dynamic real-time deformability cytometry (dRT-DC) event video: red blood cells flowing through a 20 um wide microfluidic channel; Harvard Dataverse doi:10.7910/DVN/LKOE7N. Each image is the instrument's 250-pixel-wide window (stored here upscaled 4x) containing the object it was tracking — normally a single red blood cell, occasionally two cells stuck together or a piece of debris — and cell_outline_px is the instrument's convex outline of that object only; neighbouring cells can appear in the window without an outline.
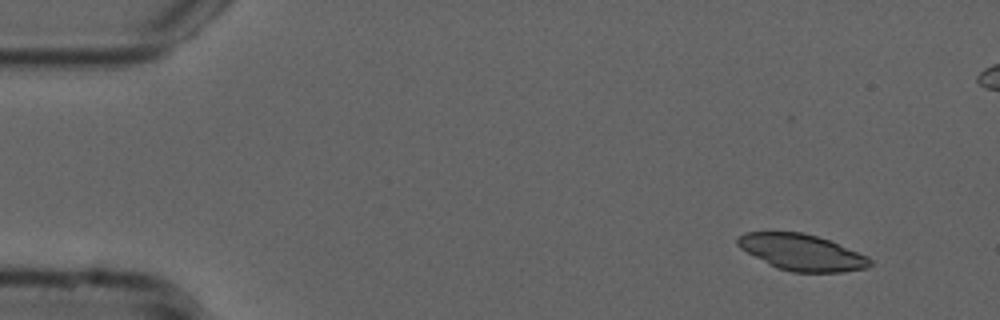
{"species": "common noctule bat (a hibernating species)", "species_latin": "Nyctalus noctula", "temperature_condition": "cold", "stored_images_in_passage": 7, "camera_frame_rate_fps": 3000, "um_per_image_px": 0.085, "animal": {"sex": "male", "forearm_length_mm": 52.5}, "frame": {"image": 1, "passage_image": 1, "time_ms": 0.0, "image_size_px": [1000, 320], "cell_outline_px": [[872, 264], [868, 268], [844, 272], [792, 272], [776, 268], [768, 264], [740, 248], [736, 244], [736, 240], [744, 232], [804, 232], [828, 240], [868, 256], [872, 260]], "centroid_in_image_um": [68.16, 21.46], "position_along_channel_um": 16.8, "area_um2": 27.92}}